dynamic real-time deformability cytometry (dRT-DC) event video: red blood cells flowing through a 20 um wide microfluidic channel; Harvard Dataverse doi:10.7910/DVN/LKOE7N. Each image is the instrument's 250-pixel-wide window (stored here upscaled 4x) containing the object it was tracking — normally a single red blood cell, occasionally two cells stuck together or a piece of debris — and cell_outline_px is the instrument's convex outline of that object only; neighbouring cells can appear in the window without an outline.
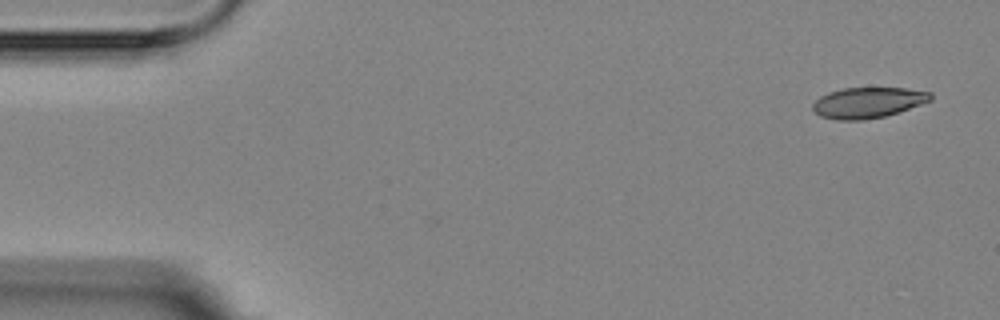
{"species": "Egyptian fruit bat (a non-hibernating species)", "species_latin": "Rousettus aegyptiacus", "temperature_condition": "room temperature", "stored_images_in_passage": 3, "camera_frame_rate_fps": 3000, "um_per_image_px": 0.085, "animal": {"sex": "female"}, "frame": {"image": 1, "passage_image": 1, "time_ms": 0.0, "image_size_px": [1000, 320], "cell_outline_px": [[932, 100], [884, 116], [864, 120], [836, 120], [820, 116], [812, 108], [812, 104], [820, 96], [828, 92], [844, 88], [904, 88], [932, 92]], "centroid_in_image_um": [73.75, 8.72], "position_along_channel_um": 11.3, "area_um2": 20.92}}